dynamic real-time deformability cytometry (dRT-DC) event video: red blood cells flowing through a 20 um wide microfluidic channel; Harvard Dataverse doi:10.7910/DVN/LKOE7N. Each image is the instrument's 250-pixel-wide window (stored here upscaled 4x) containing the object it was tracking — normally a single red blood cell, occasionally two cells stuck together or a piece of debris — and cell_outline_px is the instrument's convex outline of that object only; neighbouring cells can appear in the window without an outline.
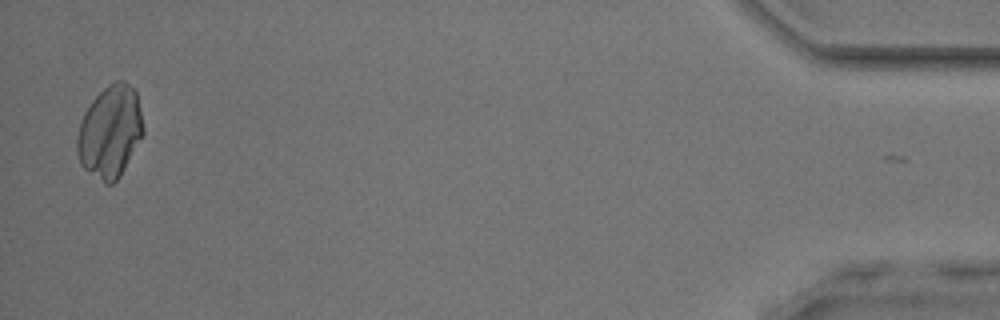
{"species": "common noctule bat (a hibernating species)", "species_latin": "Nyctalus noctula", "temperature_condition": "room temperature", "stored_images_in_passage": 52, "camera_frame_rate_fps": 3000, "um_per_image_px": 0.085, "animal": {"sex": "male", "body_mass_g": 17.9, "forearm_length_mm": 54.2}, "frame": {"image": 1, "passage_image": 51, "time_ms": 16.667, "image_size_px": [1000, 320], "cell_outline_px": [[144, 132], [120, 176], [112, 184], [104, 184], [84, 168], [80, 164], [76, 152], [76, 136], [80, 120], [84, 112], [92, 100], [108, 84], [116, 80], [124, 80], [136, 92], [140, 108], [144, 128]], "centroid_in_image_um": [9.33, 11.2], "position_along_channel_um": 425.9, "area_um2": 35.6}}